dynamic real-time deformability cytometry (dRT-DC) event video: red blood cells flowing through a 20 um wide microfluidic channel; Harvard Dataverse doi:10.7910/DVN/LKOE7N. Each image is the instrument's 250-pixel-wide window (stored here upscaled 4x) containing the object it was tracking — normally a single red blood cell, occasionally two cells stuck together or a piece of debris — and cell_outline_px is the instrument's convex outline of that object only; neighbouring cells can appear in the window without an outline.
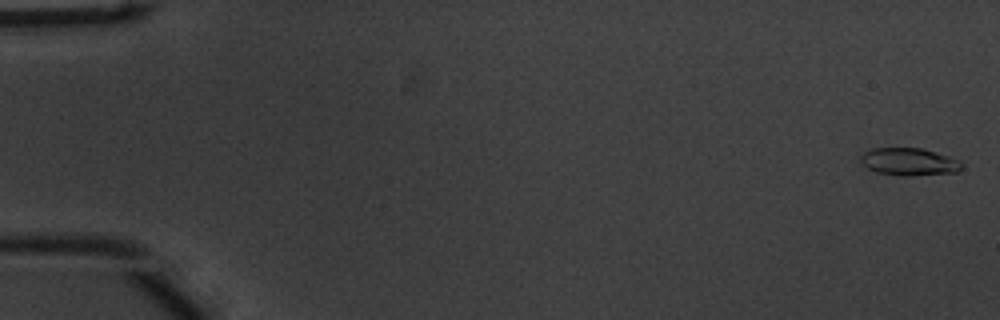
{"species": "common noctule bat (a hibernating species)", "species_latin": "Nyctalus noctula", "temperature_condition": "warm", "stored_images_in_passage": 55, "camera_frame_rate_fps": 3000, "um_per_image_px": 0.085, "animal": {"sex": "male", "body_mass_g": 20.1, "forearm_length_mm": 53.5}, "frame": {"image": 1, "passage_image": 2, "time_ms": 0.333, "image_size_px": [1000, 320], "cell_outline_px": [[960, 168], [956, 172], [912, 176], [900, 176], [876, 172], [868, 168], [860, 160], [860, 156], [864, 152], [872, 148], [924, 148], [960, 160]], "centroid_in_image_um": [77.25, 13.75], "position_along_channel_um": 7.8, "area_um2": 16.18}}
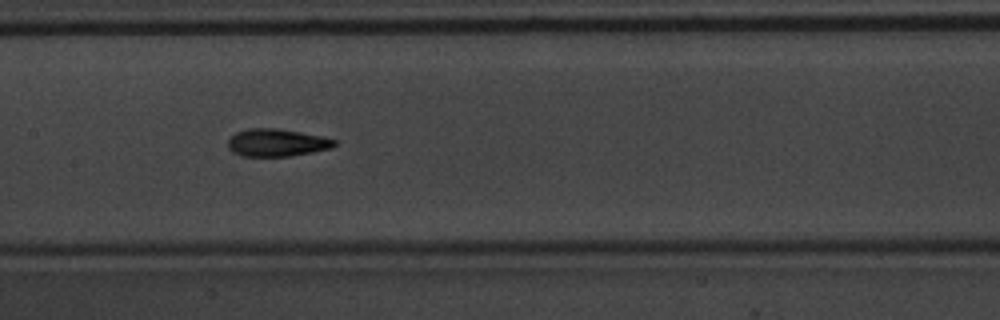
{"frame": {"image": 2, "passage_image": 28, "time_ms": 9.0, "image_size_px": [1000, 320], "cell_outline_px": [[336, 144], [332, 148], [312, 152], [288, 156], [240, 156], [232, 152], [228, 148], [228, 140], [236, 132], [248, 128], [276, 128], [300, 132], [320, 136], [336, 140]], "centroid_in_image_um": [23.49, 12.13], "position_along_channel_um": 183.9, "area_um2": 17.05}}
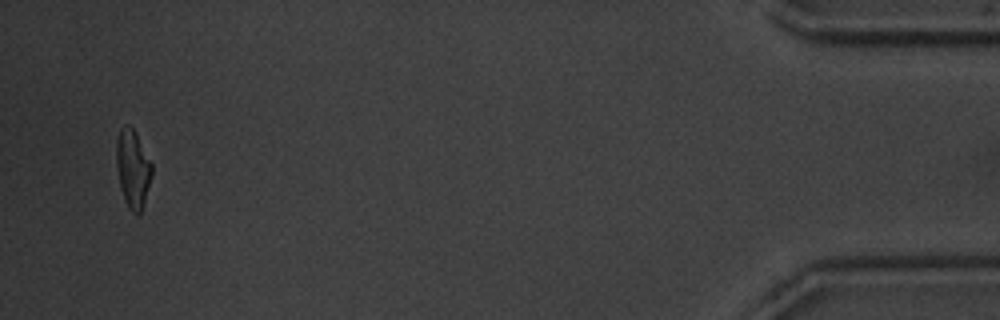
{"frame": {"image": 3, "passage_image": 53, "time_ms": 17.333, "image_size_px": [1000, 320], "cell_outline_px": [[152, 176], [144, 204], [140, 212], [132, 212], [128, 208], [124, 200], [120, 188], [116, 164], [116, 140], [120, 128], [124, 124], [128, 124], [136, 132], [152, 164]], "centroid_in_image_um": [11.28, 14.31], "position_along_channel_um": 423.9, "area_um2": 16.3}, "authors_computed_cell_mechanics": {"area_um2": 16.3574, "velocity_mm_per_s": 3.817, "shape_relaxation_time_tau1_ms": 3.5979, "shape_relaxation_time_tau2_ms": 1.9027, "deformation_change_tau1": 0.1661, "deformation_change_tau2": 0.0959}}